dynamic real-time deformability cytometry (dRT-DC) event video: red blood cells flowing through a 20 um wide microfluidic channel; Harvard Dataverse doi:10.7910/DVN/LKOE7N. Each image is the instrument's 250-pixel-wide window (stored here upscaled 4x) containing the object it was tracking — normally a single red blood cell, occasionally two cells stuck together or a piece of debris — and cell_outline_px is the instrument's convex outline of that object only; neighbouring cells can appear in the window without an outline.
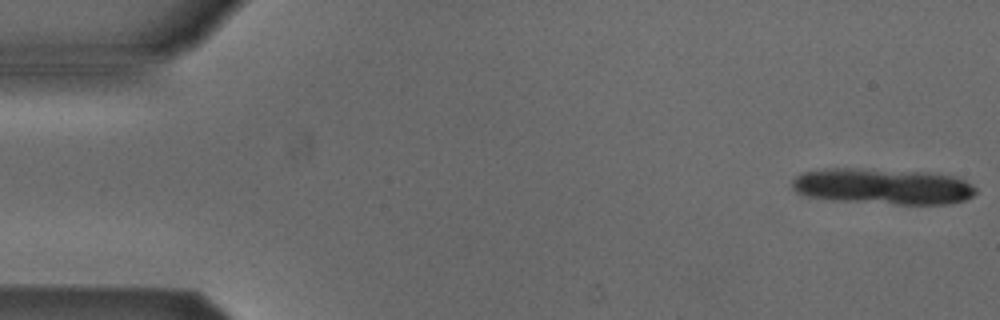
{"species": "Egyptian fruit bat (a non-hibernating species)", "species_latin": "Rousettus aegyptiacus", "temperature_condition": "cold", "stored_images_in_passage": 5, "camera_frame_rate_fps": 3000, "um_per_image_px": 0.085, "animal": {"sex": "male"}, "frame": {"image": 1, "passage_image": 1, "time_ms": 0.0, "image_size_px": [1000, 320], "cell_outline_px": [[976, 192], [972, 196], [964, 200], [948, 204], [896, 204], [828, 200], [808, 196], [796, 192], [792, 188], [792, 180], [800, 172], [824, 168], [856, 168], [924, 172], [952, 176], [964, 180], [976, 188]], "centroid_in_image_um": [74.97, 15.84], "position_along_channel_um": 10.0, "area_um2": 38.61}}